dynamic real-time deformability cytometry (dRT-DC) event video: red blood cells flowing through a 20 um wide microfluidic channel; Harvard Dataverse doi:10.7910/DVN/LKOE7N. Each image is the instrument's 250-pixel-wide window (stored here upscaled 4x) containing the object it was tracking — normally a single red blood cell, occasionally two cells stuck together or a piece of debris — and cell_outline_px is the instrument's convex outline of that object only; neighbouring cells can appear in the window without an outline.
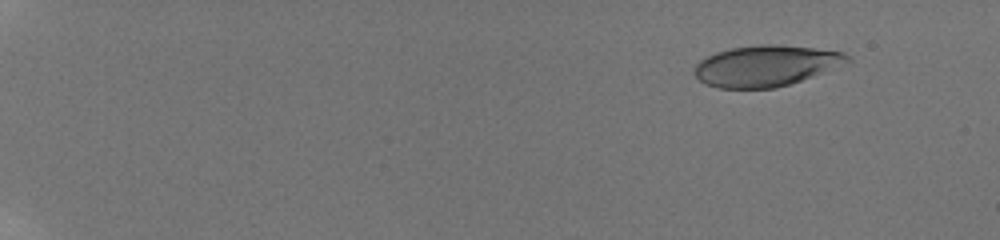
{"species": "human", "species_latin": "Homo sapiens", "temperature_condition": "room temperature", "stored_images_in_passage": 47, "camera_frame_rate_fps": 3000, "um_per_image_px": 0.085, "donor": {"sex": "male"}, "frame": {"image": 1, "passage_image": 7, "time_ms": 2.0, "image_size_px": [1000, 240], "cell_outline_px": [[852, 64], [776, 88], [720, 88], [704, 84], [692, 72], [696, 64], [700, 60], [716, 52], [732, 48], [760, 44], [772, 44], [812, 48], [844, 52], [852, 60]], "centroid_in_image_um": [65.16, 5.6], "position_along_channel_um": 19.8, "area_um2": 36.82}}
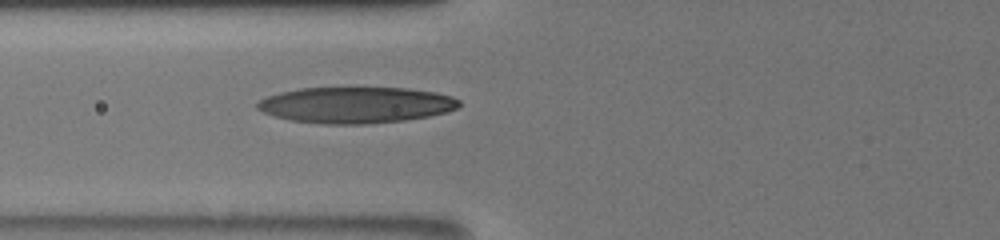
{"frame": {"image": 2, "passage_image": 27, "time_ms": 8.667, "image_size_px": [1000, 240], "cell_outline_px": [[460, 108], [448, 112], [428, 116], [404, 120], [364, 124], [320, 124], [292, 120], [276, 116], [264, 112], [256, 108], [256, 104], [260, 100], [268, 96], [280, 92], [300, 88], [408, 88], [436, 92], [452, 96], [460, 100]], "centroid_in_image_um": [30.29, 8.92], "position_along_channel_um": 95.5, "area_um2": 42.54}}
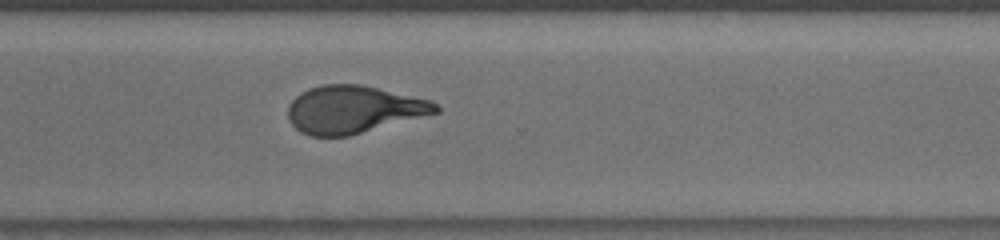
{"frame": {"image": 3, "passage_image": 47, "time_ms": 15.0, "image_size_px": [1000, 240], "cell_outline_px": [[440, 112], [348, 136], [308, 136], [300, 132], [288, 120], [288, 104], [300, 92], [308, 88], [324, 84], [360, 84], [432, 100], [440, 108]], "centroid_in_image_um": [30.03, 9.3], "position_along_channel_um": 340.6, "area_um2": 41.04}}